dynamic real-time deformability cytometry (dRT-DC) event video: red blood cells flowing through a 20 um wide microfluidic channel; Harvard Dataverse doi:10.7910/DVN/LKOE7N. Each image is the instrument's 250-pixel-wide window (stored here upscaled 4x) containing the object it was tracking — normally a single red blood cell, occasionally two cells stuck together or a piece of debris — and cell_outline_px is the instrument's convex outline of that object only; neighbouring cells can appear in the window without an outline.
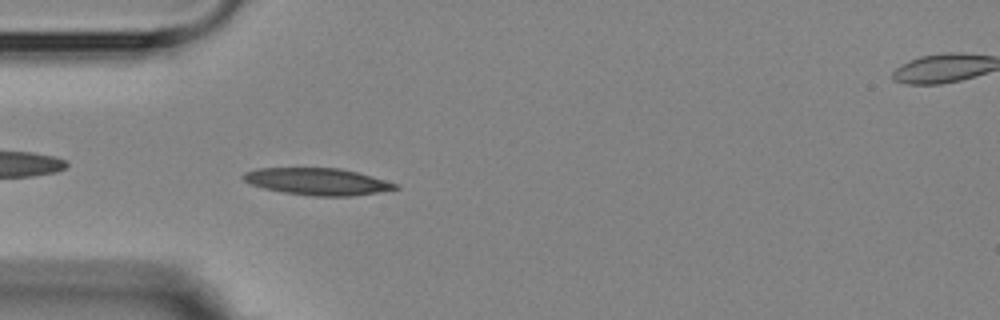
{"species": "Egyptian fruit bat (a non-hibernating species)", "species_latin": "Rousettus aegyptiacus", "temperature_condition": "room temperature", "stored_images_in_passage": 5, "camera_frame_rate_fps": 3000, "um_per_image_px": 0.085, "animal": {"sex": "female"}, "frame": {"image": 1, "passage_image": 5, "time_ms": 4.667, "image_size_px": [1000, 320], "cell_outline_px": [[400, 188], [352, 196], [312, 196], [284, 192], [264, 188], [252, 184], [244, 180], [240, 176], [244, 172], [256, 168], [340, 168], [372, 176], [400, 184]], "centroid_in_image_um": [26.99, 15.42], "position_along_channel_um": 58.0, "area_um2": 23.81}}